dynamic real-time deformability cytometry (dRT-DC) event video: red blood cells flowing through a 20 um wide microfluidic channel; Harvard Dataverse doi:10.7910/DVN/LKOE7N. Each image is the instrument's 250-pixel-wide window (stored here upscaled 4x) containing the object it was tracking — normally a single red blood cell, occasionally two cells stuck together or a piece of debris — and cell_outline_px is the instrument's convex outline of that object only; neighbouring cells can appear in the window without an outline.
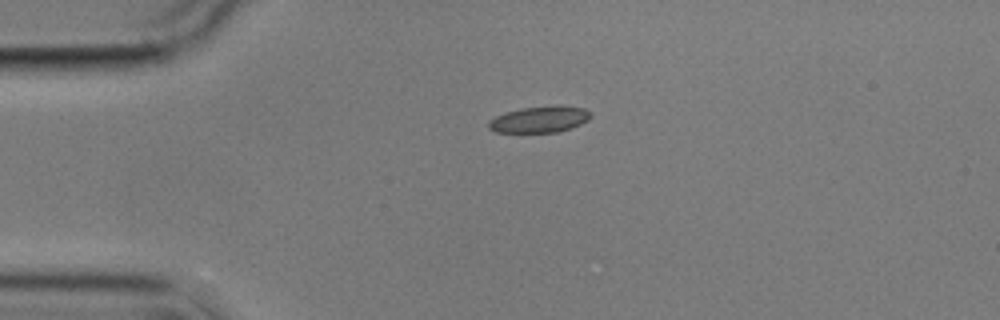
{"species": "common noctule bat (a hibernating species)", "species_latin": "Nyctalus noctula", "temperature_condition": "cold", "stored_images_in_passage": 2, "camera_frame_rate_fps": 3000, "um_per_image_px": 0.085, "animal": {"sex": "male", "body_mass_g": 17.9}, "frame": {"image": 1, "passage_image": 1, "time_ms": 0.0, "image_size_px": [1000, 320], "cell_outline_px": [[592, 116], [588, 120], [572, 128], [560, 132], [496, 132], [488, 128], [488, 120], [504, 112], [520, 108], [584, 108], [592, 112]], "centroid_in_image_um": [45.82, 10.19], "position_along_channel_um": 39.2, "area_um2": 15.14}}